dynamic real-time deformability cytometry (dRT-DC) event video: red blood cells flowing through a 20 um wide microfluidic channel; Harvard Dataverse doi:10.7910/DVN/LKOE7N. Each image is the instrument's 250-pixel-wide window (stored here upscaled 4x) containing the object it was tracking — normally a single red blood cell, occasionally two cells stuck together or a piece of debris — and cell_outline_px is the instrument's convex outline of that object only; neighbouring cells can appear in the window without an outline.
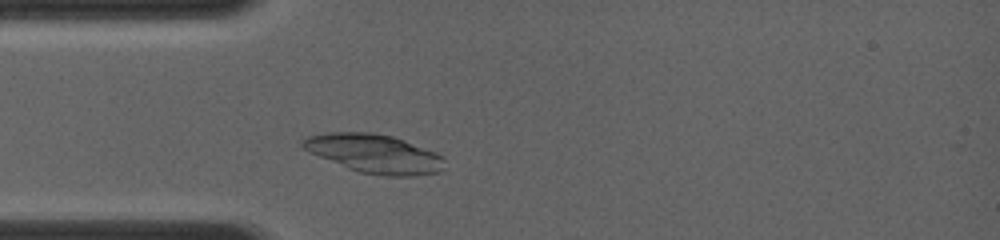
{"species": "common noctule bat (a hibernating species)", "species_latin": "Nyctalus noctula", "temperature_condition": "room temperature", "stored_images_in_passage": 15, "camera_frame_rate_fps": 4000, "um_per_image_px": 0.085, "animal": {"sex": "female", "body_mass_g": 19.0, "forearm_length_mm": 56.7}, "frame": {"image": 1, "passage_image": 5, "time_ms": 1.5, "image_size_px": [1000, 240], "cell_outline_px": [[444, 168], [440, 172], [412, 176], [384, 176], [360, 172], [348, 168], [308, 152], [300, 144], [300, 140], [308, 136], [328, 132], [372, 132], [392, 136], [404, 140], [436, 152], [444, 156]], "centroid_in_image_um": [31.83, 13.05], "position_along_channel_um": 53.2, "area_um2": 32.14}}
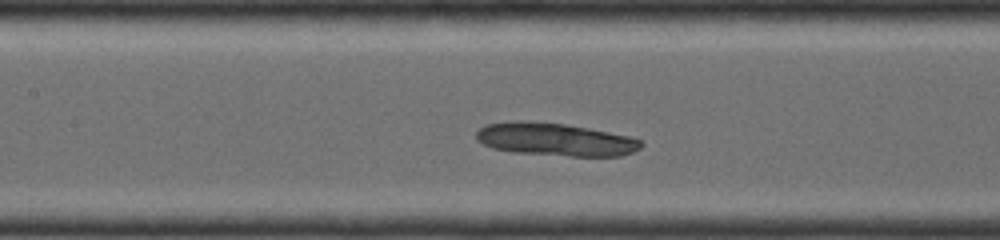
{"frame": {"image": 2, "passage_image": 11, "time_ms": 4.0, "image_size_px": [1000, 240], "cell_outline_px": [[644, 144], [640, 148], [632, 152], [620, 156], [572, 156], [512, 152], [492, 148], [476, 140], [476, 132], [480, 128], [488, 124], [520, 120], [524, 120], [564, 124], [588, 128], [628, 136], [640, 140]], "centroid_in_image_um": [47.18, 11.85], "position_along_channel_um": 160.2, "area_um2": 31.39}}
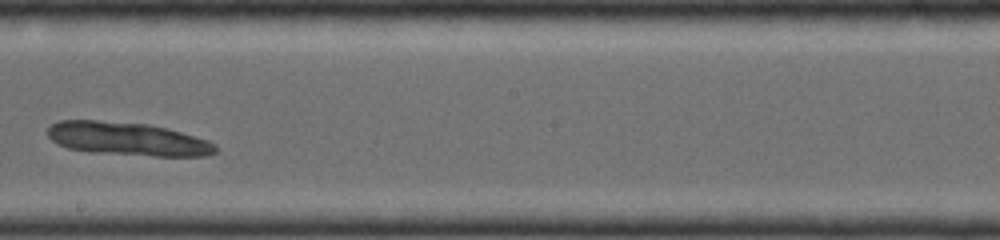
{"frame": {"image": 3, "passage_image": 14, "time_ms": 5.75, "image_size_px": [1000, 240], "cell_outline_px": [[216, 152], [208, 156], [156, 156], [88, 152], [68, 148], [56, 144], [48, 136], [48, 128], [52, 124], [60, 120], [96, 120], [148, 124], [180, 132], [208, 140], [216, 144]], "centroid_in_image_um": [10.82, 11.81], "position_along_channel_um": 237.4, "area_um2": 32.54}}